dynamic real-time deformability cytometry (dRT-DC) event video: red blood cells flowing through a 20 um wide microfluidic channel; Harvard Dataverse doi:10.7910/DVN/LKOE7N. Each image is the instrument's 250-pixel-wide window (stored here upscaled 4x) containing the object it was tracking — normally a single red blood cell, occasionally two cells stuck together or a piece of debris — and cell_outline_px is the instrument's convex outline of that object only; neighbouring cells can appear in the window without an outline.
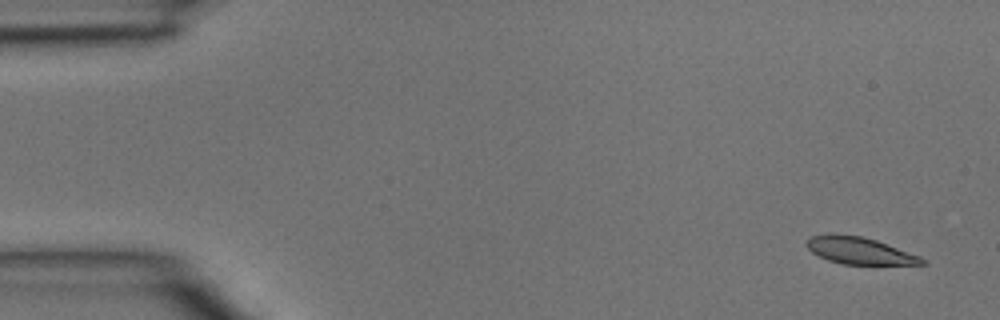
{"species": "common noctule bat (a hibernating species)", "species_latin": "Nyctalus noctula", "temperature_condition": "room temperature", "stored_images_in_passage": 6, "camera_frame_rate_fps": 3000, "um_per_image_px": 0.085, "animal": {"sex": "male", "body_mass_g": 15.6}, "frame": {"image": 1, "passage_image": 1, "time_ms": 0.0, "image_size_px": [1000, 320], "cell_outline_px": [[928, 264], [840, 264], [828, 260], [812, 252], [804, 244], [812, 236], [864, 236], [876, 240], [920, 256]], "centroid_in_image_um": [73.1, 21.34], "position_along_channel_um": 11.9, "area_um2": 17.46}}
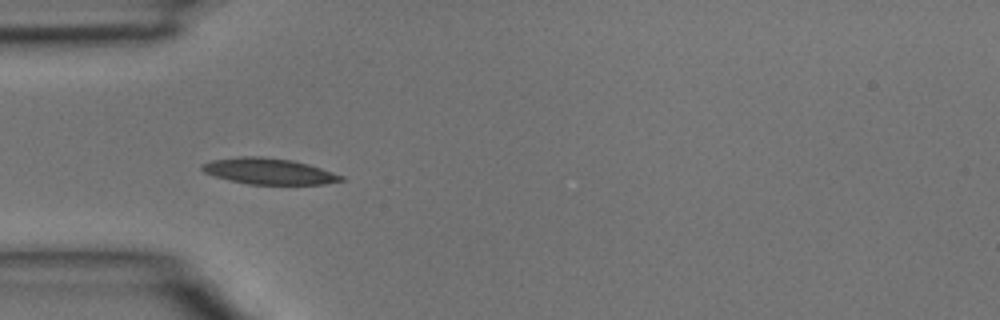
{"frame": {"image": 2, "passage_image": 4, "time_ms": 1.0, "image_size_px": [1000, 320], "cell_outline_px": [[348, 180], [324, 184], [248, 184], [228, 180], [204, 172], [200, 168], [200, 164], [212, 160], [240, 156], [260, 156], [292, 160], [308, 164], [344, 176]], "centroid_in_image_um": [22.85, 14.55], "position_along_channel_um": 62.1, "area_um2": 21.15}}